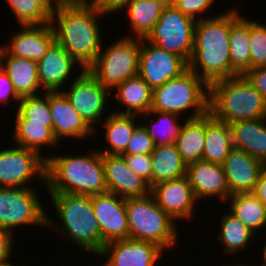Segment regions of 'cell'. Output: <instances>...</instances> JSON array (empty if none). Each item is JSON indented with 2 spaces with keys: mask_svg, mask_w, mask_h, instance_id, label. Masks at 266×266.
Here are the masks:
<instances>
[{
  "mask_svg": "<svg viewBox=\"0 0 266 266\" xmlns=\"http://www.w3.org/2000/svg\"><path fill=\"white\" fill-rule=\"evenodd\" d=\"M263 243H265V244H263L261 249H259V251H262V255H263L260 257V259H263V260H260V262H261V266H266V241L264 240ZM258 265L260 266V264H258ZM255 266H257V265L255 264Z\"/></svg>",
  "mask_w": 266,
  "mask_h": 266,
  "instance_id": "obj_47",
  "label": "cell"
},
{
  "mask_svg": "<svg viewBox=\"0 0 266 266\" xmlns=\"http://www.w3.org/2000/svg\"><path fill=\"white\" fill-rule=\"evenodd\" d=\"M226 203L229 205L227 209L231 214L257 236L262 230L263 236L266 232V206L253 193L231 195Z\"/></svg>",
  "mask_w": 266,
  "mask_h": 266,
  "instance_id": "obj_32",
  "label": "cell"
},
{
  "mask_svg": "<svg viewBox=\"0 0 266 266\" xmlns=\"http://www.w3.org/2000/svg\"><path fill=\"white\" fill-rule=\"evenodd\" d=\"M233 149L230 124L205 114V144L202 160L222 164Z\"/></svg>",
  "mask_w": 266,
  "mask_h": 266,
  "instance_id": "obj_30",
  "label": "cell"
},
{
  "mask_svg": "<svg viewBox=\"0 0 266 266\" xmlns=\"http://www.w3.org/2000/svg\"><path fill=\"white\" fill-rule=\"evenodd\" d=\"M164 253L152 242L126 238L106 243L96 257L103 266H158Z\"/></svg>",
  "mask_w": 266,
  "mask_h": 266,
  "instance_id": "obj_14",
  "label": "cell"
},
{
  "mask_svg": "<svg viewBox=\"0 0 266 266\" xmlns=\"http://www.w3.org/2000/svg\"><path fill=\"white\" fill-rule=\"evenodd\" d=\"M129 168L152 188L151 154H122Z\"/></svg>",
  "mask_w": 266,
  "mask_h": 266,
  "instance_id": "obj_40",
  "label": "cell"
},
{
  "mask_svg": "<svg viewBox=\"0 0 266 266\" xmlns=\"http://www.w3.org/2000/svg\"><path fill=\"white\" fill-rule=\"evenodd\" d=\"M155 148L153 139L139 122L123 154H151Z\"/></svg>",
  "mask_w": 266,
  "mask_h": 266,
  "instance_id": "obj_41",
  "label": "cell"
},
{
  "mask_svg": "<svg viewBox=\"0 0 266 266\" xmlns=\"http://www.w3.org/2000/svg\"><path fill=\"white\" fill-rule=\"evenodd\" d=\"M102 45L95 62L87 69L110 92L123 81L139 74L141 38L121 36Z\"/></svg>",
  "mask_w": 266,
  "mask_h": 266,
  "instance_id": "obj_8",
  "label": "cell"
},
{
  "mask_svg": "<svg viewBox=\"0 0 266 266\" xmlns=\"http://www.w3.org/2000/svg\"><path fill=\"white\" fill-rule=\"evenodd\" d=\"M68 85L62 91L84 121L96 131L94 134L98 133L100 129L97 127H101L99 124L110 114L106 111L109 110L108 105L112 104L109 98H114L111 92L102 86L87 69H84Z\"/></svg>",
  "mask_w": 266,
  "mask_h": 266,
  "instance_id": "obj_11",
  "label": "cell"
},
{
  "mask_svg": "<svg viewBox=\"0 0 266 266\" xmlns=\"http://www.w3.org/2000/svg\"><path fill=\"white\" fill-rule=\"evenodd\" d=\"M20 29L0 46L10 55L38 62L55 41L51 23L42 25H19Z\"/></svg>",
  "mask_w": 266,
  "mask_h": 266,
  "instance_id": "obj_20",
  "label": "cell"
},
{
  "mask_svg": "<svg viewBox=\"0 0 266 266\" xmlns=\"http://www.w3.org/2000/svg\"><path fill=\"white\" fill-rule=\"evenodd\" d=\"M165 6L155 0H134L122 11H126L130 30L123 36L146 38L159 20ZM130 32V33H129Z\"/></svg>",
  "mask_w": 266,
  "mask_h": 266,
  "instance_id": "obj_31",
  "label": "cell"
},
{
  "mask_svg": "<svg viewBox=\"0 0 266 266\" xmlns=\"http://www.w3.org/2000/svg\"><path fill=\"white\" fill-rule=\"evenodd\" d=\"M134 0H92L91 2L104 14L111 17L112 13H120ZM120 11V12H119ZM111 14V15H110Z\"/></svg>",
  "mask_w": 266,
  "mask_h": 266,
  "instance_id": "obj_45",
  "label": "cell"
},
{
  "mask_svg": "<svg viewBox=\"0 0 266 266\" xmlns=\"http://www.w3.org/2000/svg\"><path fill=\"white\" fill-rule=\"evenodd\" d=\"M107 190L121 198L144 197L150 193L149 185L127 165L123 155L102 154Z\"/></svg>",
  "mask_w": 266,
  "mask_h": 266,
  "instance_id": "obj_22",
  "label": "cell"
},
{
  "mask_svg": "<svg viewBox=\"0 0 266 266\" xmlns=\"http://www.w3.org/2000/svg\"><path fill=\"white\" fill-rule=\"evenodd\" d=\"M105 16L91 1L54 4L51 25L55 40L80 64L88 69L102 49Z\"/></svg>",
  "mask_w": 266,
  "mask_h": 266,
  "instance_id": "obj_1",
  "label": "cell"
},
{
  "mask_svg": "<svg viewBox=\"0 0 266 266\" xmlns=\"http://www.w3.org/2000/svg\"><path fill=\"white\" fill-rule=\"evenodd\" d=\"M150 111L184 115V119L203 116L209 112V85L188 69L153 89Z\"/></svg>",
  "mask_w": 266,
  "mask_h": 266,
  "instance_id": "obj_6",
  "label": "cell"
},
{
  "mask_svg": "<svg viewBox=\"0 0 266 266\" xmlns=\"http://www.w3.org/2000/svg\"><path fill=\"white\" fill-rule=\"evenodd\" d=\"M186 176L192 187L194 196L199 202H209V198L216 199L224 204L230 197L226 175L221 164L204 160L192 162L187 165ZM215 197V198H214Z\"/></svg>",
  "mask_w": 266,
  "mask_h": 266,
  "instance_id": "obj_19",
  "label": "cell"
},
{
  "mask_svg": "<svg viewBox=\"0 0 266 266\" xmlns=\"http://www.w3.org/2000/svg\"><path fill=\"white\" fill-rule=\"evenodd\" d=\"M139 115L121 114L110 111V114L100 123L103 124L106 147L98 148L102 154L122 155L132 137L135 128L139 125Z\"/></svg>",
  "mask_w": 266,
  "mask_h": 266,
  "instance_id": "obj_28",
  "label": "cell"
},
{
  "mask_svg": "<svg viewBox=\"0 0 266 266\" xmlns=\"http://www.w3.org/2000/svg\"><path fill=\"white\" fill-rule=\"evenodd\" d=\"M265 24V25H264ZM251 68L266 67V23L250 18Z\"/></svg>",
  "mask_w": 266,
  "mask_h": 266,
  "instance_id": "obj_38",
  "label": "cell"
},
{
  "mask_svg": "<svg viewBox=\"0 0 266 266\" xmlns=\"http://www.w3.org/2000/svg\"><path fill=\"white\" fill-rule=\"evenodd\" d=\"M50 197L55 216L47 214L46 229L58 233L80 251L95 257L102 250L100 227L91 203V196L70 193H47ZM55 219V220H54ZM58 220V221H56Z\"/></svg>",
  "mask_w": 266,
  "mask_h": 266,
  "instance_id": "obj_4",
  "label": "cell"
},
{
  "mask_svg": "<svg viewBox=\"0 0 266 266\" xmlns=\"http://www.w3.org/2000/svg\"><path fill=\"white\" fill-rule=\"evenodd\" d=\"M195 23L175 6H167L145 39L188 63L192 57Z\"/></svg>",
  "mask_w": 266,
  "mask_h": 266,
  "instance_id": "obj_10",
  "label": "cell"
},
{
  "mask_svg": "<svg viewBox=\"0 0 266 266\" xmlns=\"http://www.w3.org/2000/svg\"><path fill=\"white\" fill-rule=\"evenodd\" d=\"M0 67L7 73L20 98L44 93L38 78L37 62L10 55L0 46Z\"/></svg>",
  "mask_w": 266,
  "mask_h": 266,
  "instance_id": "obj_23",
  "label": "cell"
},
{
  "mask_svg": "<svg viewBox=\"0 0 266 266\" xmlns=\"http://www.w3.org/2000/svg\"><path fill=\"white\" fill-rule=\"evenodd\" d=\"M113 93V100H116V105L119 103L120 108H113V112L140 116L151 109L153 89L139 74L121 82Z\"/></svg>",
  "mask_w": 266,
  "mask_h": 266,
  "instance_id": "obj_26",
  "label": "cell"
},
{
  "mask_svg": "<svg viewBox=\"0 0 266 266\" xmlns=\"http://www.w3.org/2000/svg\"><path fill=\"white\" fill-rule=\"evenodd\" d=\"M37 187H0V228L17 235L19 228L45 227L48 210Z\"/></svg>",
  "mask_w": 266,
  "mask_h": 266,
  "instance_id": "obj_9",
  "label": "cell"
},
{
  "mask_svg": "<svg viewBox=\"0 0 266 266\" xmlns=\"http://www.w3.org/2000/svg\"><path fill=\"white\" fill-rule=\"evenodd\" d=\"M54 4L59 3H84V2H90L92 0H51Z\"/></svg>",
  "mask_w": 266,
  "mask_h": 266,
  "instance_id": "obj_48",
  "label": "cell"
},
{
  "mask_svg": "<svg viewBox=\"0 0 266 266\" xmlns=\"http://www.w3.org/2000/svg\"><path fill=\"white\" fill-rule=\"evenodd\" d=\"M37 63L38 78L44 92L62 91L65 85L67 86L76 78V75L84 71L80 64L56 40Z\"/></svg>",
  "mask_w": 266,
  "mask_h": 266,
  "instance_id": "obj_17",
  "label": "cell"
},
{
  "mask_svg": "<svg viewBox=\"0 0 266 266\" xmlns=\"http://www.w3.org/2000/svg\"><path fill=\"white\" fill-rule=\"evenodd\" d=\"M13 100V101H12ZM21 98L15 92L13 87V83L11 82L10 78L8 77L7 73L0 67V103L10 105L9 102H13V107L17 109L18 103ZM17 105V106H16Z\"/></svg>",
  "mask_w": 266,
  "mask_h": 266,
  "instance_id": "obj_42",
  "label": "cell"
},
{
  "mask_svg": "<svg viewBox=\"0 0 266 266\" xmlns=\"http://www.w3.org/2000/svg\"><path fill=\"white\" fill-rule=\"evenodd\" d=\"M20 25H42L51 22L54 3L51 0H6Z\"/></svg>",
  "mask_w": 266,
  "mask_h": 266,
  "instance_id": "obj_36",
  "label": "cell"
},
{
  "mask_svg": "<svg viewBox=\"0 0 266 266\" xmlns=\"http://www.w3.org/2000/svg\"><path fill=\"white\" fill-rule=\"evenodd\" d=\"M140 118V121H145L143 122L144 124H141L146 129L148 135L153 139L155 146L175 143L180 134L182 125L184 124L183 120H186L174 113L158 111L146 112L141 114Z\"/></svg>",
  "mask_w": 266,
  "mask_h": 266,
  "instance_id": "obj_34",
  "label": "cell"
},
{
  "mask_svg": "<svg viewBox=\"0 0 266 266\" xmlns=\"http://www.w3.org/2000/svg\"><path fill=\"white\" fill-rule=\"evenodd\" d=\"M13 120L12 138L17 146H21L37 152L45 160L48 158L43 148L61 146L53 133V127H47L46 123L29 122L17 110Z\"/></svg>",
  "mask_w": 266,
  "mask_h": 266,
  "instance_id": "obj_25",
  "label": "cell"
},
{
  "mask_svg": "<svg viewBox=\"0 0 266 266\" xmlns=\"http://www.w3.org/2000/svg\"><path fill=\"white\" fill-rule=\"evenodd\" d=\"M231 264H233V265H231ZM231 264H227V262L225 261L222 265H220V266H253V263L250 265V264H246L245 262L244 263H241V261H240V263H238V262H236V261H234L233 263H231Z\"/></svg>",
  "mask_w": 266,
  "mask_h": 266,
  "instance_id": "obj_49",
  "label": "cell"
},
{
  "mask_svg": "<svg viewBox=\"0 0 266 266\" xmlns=\"http://www.w3.org/2000/svg\"><path fill=\"white\" fill-rule=\"evenodd\" d=\"M84 152L73 155H58L56 152L48 154L45 170L47 193L92 196L108 191L102 153L96 148L93 150L91 146Z\"/></svg>",
  "mask_w": 266,
  "mask_h": 266,
  "instance_id": "obj_3",
  "label": "cell"
},
{
  "mask_svg": "<svg viewBox=\"0 0 266 266\" xmlns=\"http://www.w3.org/2000/svg\"><path fill=\"white\" fill-rule=\"evenodd\" d=\"M226 175L230 196L253 193L264 171V163L246 151L233 148L221 164Z\"/></svg>",
  "mask_w": 266,
  "mask_h": 266,
  "instance_id": "obj_21",
  "label": "cell"
},
{
  "mask_svg": "<svg viewBox=\"0 0 266 266\" xmlns=\"http://www.w3.org/2000/svg\"><path fill=\"white\" fill-rule=\"evenodd\" d=\"M125 206L129 238L152 242L165 252L179 246L178 223L157 205L151 193L144 197L126 198Z\"/></svg>",
  "mask_w": 266,
  "mask_h": 266,
  "instance_id": "obj_7",
  "label": "cell"
},
{
  "mask_svg": "<svg viewBox=\"0 0 266 266\" xmlns=\"http://www.w3.org/2000/svg\"><path fill=\"white\" fill-rule=\"evenodd\" d=\"M243 76L266 101V67L251 68Z\"/></svg>",
  "mask_w": 266,
  "mask_h": 266,
  "instance_id": "obj_44",
  "label": "cell"
},
{
  "mask_svg": "<svg viewBox=\"0 0 266 266\" xmlns=\"http://www.w3.org/2000/svg\"><path fill=\"white\" fill-rule=\"evenodd\" d=\"M225 213V214H224ZM223 215L219 218L220 225L218 226V236H215L220 243L219 246L222 247L224 254L226 256L230 255L237 257V253H245L247 249L254 245V240L258 237L250 229H248L238 218H236L230 212L225 211ZM252 242V243H251ZM250 246V247H249Z\"/></svg>",
  "mask_w": 266,
  "mask_h": 266,
  "instance_id": "obj_29",
  "label": "cell"
},
{
  "mask_svg": "<svg viewBox=\"0 0 266 266\" xmlns=\"http://www.w3.org/2000/svg\"><path fill=\"white\" fill-rule=\"evenodd\" d=\"M230 8L195 23L194 45L188 69L208 85L239 76L230 61Z\"/></svg>",
  "mask_w": 266,
  "mask_h": 266,
  "instance_id": "obj_2",
  "label": "cell"
},
{
  "mask_svg": "<svg viewBox=\"0 0 266 266\" xmlns=\"http://www.w3.org/2000/svg\"><path fill=\"white\" fill-rule=\"evenodd\" d=\"M13 262H9V263H6V264H0V266H20V265L15 264V261H13ZM21 266H25V265L21 264Z\"/></svg>",
  "mask_w": 266,
  "mask_h": 266,
  "instance_id": "obj_51",
  "label": "cell"
},
{
  "mask_svg": "<svg viewBox=\"0 0 266 266\" xmlns=\"http://www.w3.org/2000/svg\"><path fill=\"white\" fill-rule=\"evenodd\" d=\"M151 159L152 187L186 175L187 164L183 161L175 143L155 146Z\"/></svg>",
  "mask_w": 266,
  "mask_h": 266,
  "instance_id": "obj_33",
  "label": "cell"
},
{
  "mask_svg": "<svg viewBox=\"0 0 266 266\" xmlns=\"http://www.w3.org/2000/svg\"><path fill=\"white\" fill-rule=\"evenodd\" d=\"M253 194L266 206V173L263 171Z\"/></svg>",
  "mask_w": 266,
  "mask_h": 266,
  "instance_id": "obj_46",
  "label": "cell"
},
{
  "mask_svg": "<svg viewBox=\"0 0 266 266\" xmlns=\"http://www.w3.org/2000/svg\"><path fill=\"white\" fill-rule=\"evenodd\" d=\"M91 203L100 227L102 248L110 241L129 238L128 216L124 198L107 191L92 195Z\"/></svg>",
  "mask_w": 266,
  "mask_h": 266,
  "instance_id": "obj_16",
  "label": "cell"
},
{
  "mask_svg": "<svg viewBox=\"0 0 266 266\" xmlns=\"http://www.w3.org/2000/svg\"><path fill=\"white\" fill-rule=\"evenodd\" d=\"M187 70L188 63L182 57L156 46L145 38L141 39L139 75L152 89L179 77Z\"/></svg>",
  "mask_w": 266,
  "mask_h": 266,
  "instance_id": "obj_13",
  "label": "cell"
},
{
  "mask_svg": "<svg viewBox=\"0 0 266 266\" xmlns=\"http://www.w3.org/2000/svg\"><path fill=\"white\" fill-rule=\"evenodd\" d=\"M215 1L217 0H175L174 6L178 8L184 15L193 18L195 21H198L221 14L218 13L211 16L206 14V12L208 13L210 7L213 8Z\"/></svg>",
  "mask_w": 266,
  "mask_h": 266,
  "instance_id": "obj_39",
  "label": "cell"
},
{
  "mask_svg": "<svg viewBox=\"0 0 266 266\" xmlns=\"http://www.w3.org/2000/svg\"><path fill=\"white\" fill-rule=\"evenodd\" d=\"M48 105L52 117L53 133L57 141L65 139H87L95 135L94 130L84 121L71 105L63 91H48Z\"/></svg>",
  "mask_w": 266,
  "mask_h": 266,
  "instance_id": "obj_18",
  "label": "cell"
},
{
  "mask_svg": "<svg viewBox=\"0 0 266 266\" xmlns=\"http://www.w3.org/2000/svg\"><path fill=\"white\" fill-rule=\"evenodd\" d=\"M157 2H160L163 6H174L175 0H155Z\"/></svg>",
  "mask_w": 266,
  "mask_h": 266,
  "instance_id": "obj_50",
  "label": "cell"
},
{
  "mask_svg": "<svg viewBox=\"0 0 266 266\" xmlns=\"http://www.w3.org/2000/svg\"><path fill=\"white\" fill-rule=\"evenodd\" d=\"M15 235L10 231L0 228V264H6L12 262L11 257L13 255L14 239Z\"/></svg>",
  "mask_w": 266,
  "mask_h": 266,
  "instance_id": "obj_43",
  "label": "cell"
},
{
  "mask_svg": "<svg viewBox=\"0 0 266 266\" xmlns=\"http://www.w3.org/2000/svg\"><path fill=\"white\" fill-rule=\"evenodd\" d=\"M209 113L228 124L266 118V101L244 76L239 75L209 85Z\"/></svg>",
  "mask_w": 266,
  "mask_h": 266,
  "instance_id": "obj_5",
  "label": "cell"
},
{
  "mask_svg": "<svg viewBox=\"0 0 266 266\" xmlns=\"http://www.w3.org/2000/svg\"><path fill=\"white\" fill-rule=\"evenodd\" d=\"M233 148L246 151L266 162V118L241 120L230 124Z\"/></svg>",
  "mask_w": 266,
  "mask_h": 266,
  "instance_id": "obj_27",
  "label": "cell"
},
{
  "mask_svg": "<svg viewBox=\"0 0 266 266\" xmlns=\"http://www.w3.org/2000/svg\"><path fill=\"white\" fill-rule=\"evenodd\" d=\"M264 172L266 173V162L264 163Z\"/></svg>",
  "mask_w": 266,
  "mask_h": 266,
  "instance_id": "obj_52",
  "label": "cell"
},
{
  "mask_svg": "<svg viewBox=\"0 0 266 266\" xmlns=\"http://www.w3.org/2000/svg\"><path fill=\"white\" fill-rule=\"evenodd\" d=\"M204 144L205 115L184 120L175 145L187 165L202 160Z\"/></svg>",
  "mask_w": 266,
  "mask_h": 266,
  "instance_id": "obj_35",
  "label": "cell"
},
{
  "mask_svg": "<svg viewBox=\"0 0 266 266\" xmlns=\"http://www.w3.org/2000/svg\"><path fill=\"white\" fill-rule=\"evenodd\" d=\"M16 110L29 122L46 123L47 127H52L48 92L22 97Z\"/></svg>",
  "mask_w": 266,
  "mask_h": 266,
  "instance_id": "obj_37",
  "label": "cell"
},
{
  "mask_svg": "<svg viewBox=\"0 0 266 266\" xmlns=\"http://www.w3.org/2000/svg\"><path fill=\"white\" fill-rule=\"evenodd\" d=\"M13 145L0 148V187H36L33 181H37L46 188V160L33 150Z\"/></svg>",
  "mask_w": 266,
  "mask_h": 266,
  "instance_id": "obj_12",
  "label": "cell"
},
{
  "mask_svg": "<svg viewBox=\"0 0 266 266\" xmlns=\"http://www.w3.org/2000/svg\"><path fill=\"white\" fill-rule=\"evenodd\" d=\"M150 193L154 196L157 205L176 223L185 222V220L186 223L192 222L197 215L195 213L198 201L186 175L154 185Z\"/></svg>",
  "mask_w": 266,
  "mask_h": 266,
  "instance_id": "obj_15",
  "label": "cell"
},
{
  "mask_svg": "<svg viewBox=\"0 0 266 266\" xmlns=\"http://www.w3.org/2000/svg\"><path fill=\"white\" fill-rule=\"evenodd\" d=\"M239 8L230 6V61L232 69L243 76L251 69L250 19Z\"/></svg>",
  "mask_w": 266,
  "mask_h": 266,
  "instance_id": "obj_24",
  "label": "cell"
}]
</instances>
